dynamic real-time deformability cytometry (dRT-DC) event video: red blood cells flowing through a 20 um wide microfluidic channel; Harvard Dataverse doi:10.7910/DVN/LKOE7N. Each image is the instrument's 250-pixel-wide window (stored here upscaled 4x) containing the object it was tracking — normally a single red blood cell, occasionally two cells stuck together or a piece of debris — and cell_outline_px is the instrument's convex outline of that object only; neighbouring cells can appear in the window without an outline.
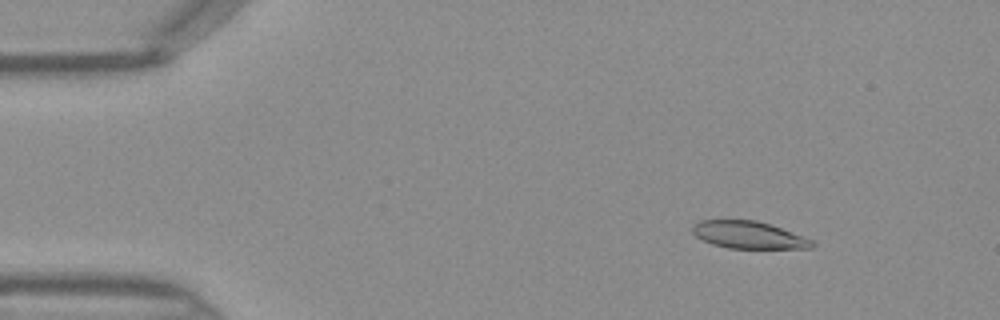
{"species": "Egyptian fruit bat (a non-hibernating species)", "species_latin": "Rousettus aegyptiacus", "temperature_condition": "warm", "stored_images_in_passage": 46, "camera_frame_rate_fps": 3000, "um_per_image_px": 0.085, "frame": {"image": 1, "passage_image": 6, "time_ms": 1.667, "image_size_px": [1000, 320], "cell_outline_px": [[816, 244], [812, 248], [728, 248], [712, 244], [696, 236], [692, 232], [692, 224], [700, 220], [756, 220], [780, 228], [812, 240]], "centroid_in_image_um": [63.59, 19.97], "position_along_channel_um": 21.4, "area_um2": 18.79}}
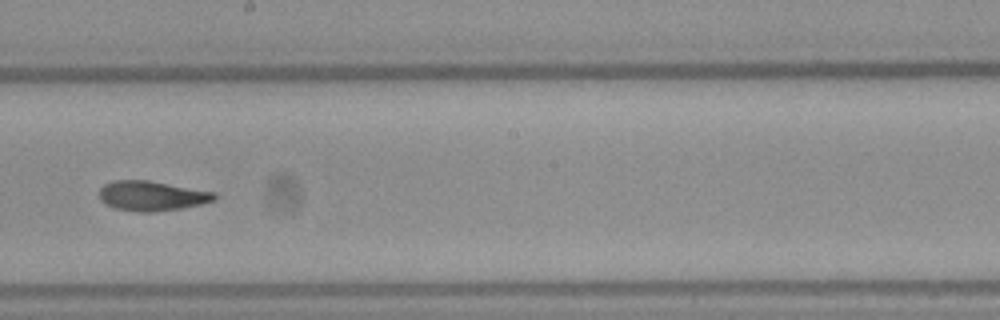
{"frame": {"image": 2, "passage_image": 26, "time_ms": 8.333, "image_size_px": [1000, 320], "cell_outline_px": [[216, 200], [200, 204], [180, 208], [152, 212], [136, 212], [116, 208], [100, 200], [100, 188], [104, 184], [112, 180], [148, 180], [216, 192]], "centroid_in_image_um": [12.91, 16.64], "position_along_channel_um": 235.3, "area_um2": 19.94}}
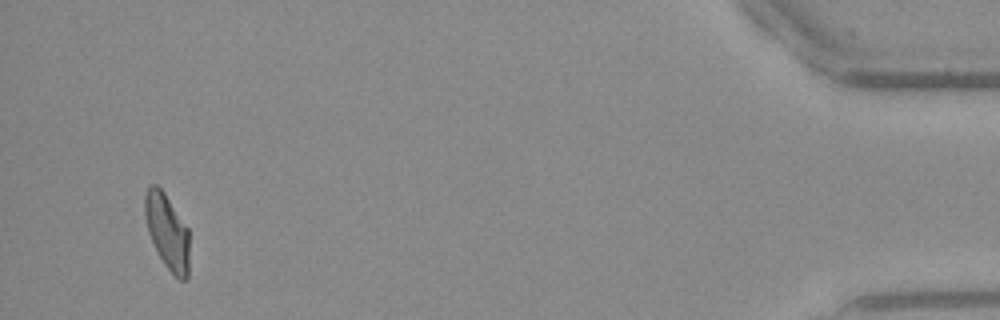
{"frame": {"image": 3, "passage_image": 44, "time_ms": 14.333, "image_size_px": [1000, 320], "cell_outline_px": [[188, 280], [180, 280], [164, 264], [148, 232], [144, 216], [144, 196], [148, 188], [152, 184], [156, 184], [164, 192], [188, 228]], "centroid_in_image_um": [14.2, 19.66], "position_along_channel_um": 421.0, "area_um2": 19.25}}